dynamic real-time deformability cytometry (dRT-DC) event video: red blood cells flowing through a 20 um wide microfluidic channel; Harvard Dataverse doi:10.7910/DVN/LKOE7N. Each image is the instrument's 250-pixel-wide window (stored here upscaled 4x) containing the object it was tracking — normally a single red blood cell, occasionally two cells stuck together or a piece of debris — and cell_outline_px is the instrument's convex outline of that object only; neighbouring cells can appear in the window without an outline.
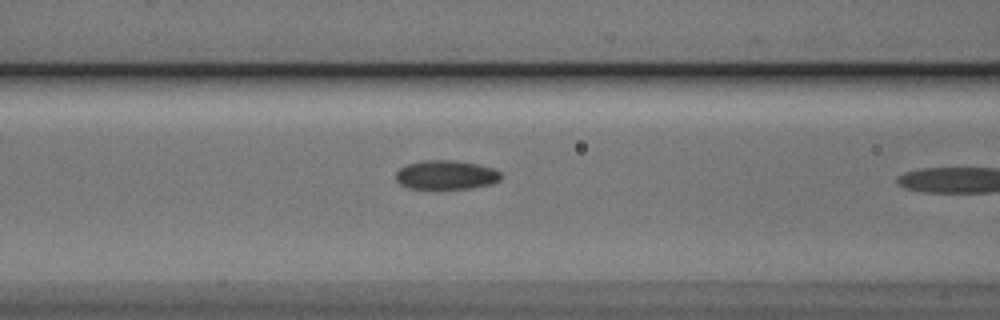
{"species": "Egyptian fruit bat (a non-hibernating species)", "species_latin": "Rousettus aegyptiacus", "temperature_condition": "cold", "stored_images_in_passage": 11, "camera_frame_rate_fps": 3000, "um_per_image_px": 0.085, "animal": {"sex": "male"}, "frame": {"image": 1, "passage_image": 10, "time_ms": 3.0, "image_size_px": [1000, 320], "cell_outline_px": [[500, 180], [492, 184], [468, 188], [408, 188], [400, 184], [396, 180], [396, 172], [400, 168], [408, 164], [424, 160], [452, 160], [476, 164], [492, 168], [500, 172]], "centroid_in_image_um": [37.9, 14.86], "position_along_channel_um": 128.7, "area_um2": 17.57}}